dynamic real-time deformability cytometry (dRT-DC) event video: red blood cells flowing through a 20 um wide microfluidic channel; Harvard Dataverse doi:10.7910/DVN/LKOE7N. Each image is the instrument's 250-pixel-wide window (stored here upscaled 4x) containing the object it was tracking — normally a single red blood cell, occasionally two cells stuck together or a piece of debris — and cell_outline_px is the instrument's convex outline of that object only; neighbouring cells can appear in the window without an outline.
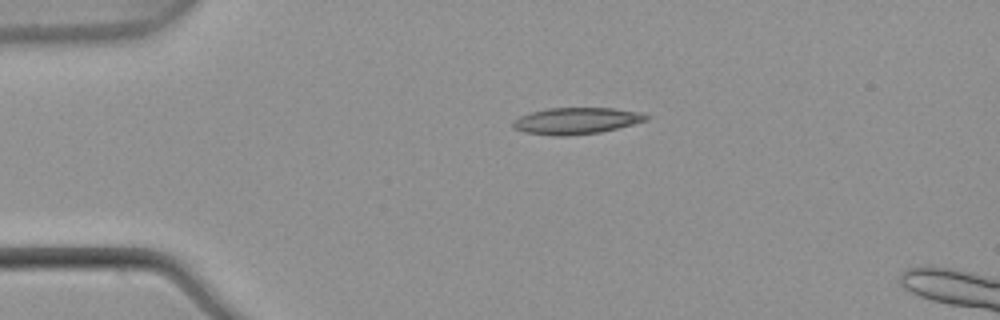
{"species": "common noctule bat (a hibernating species)", "species_latin": "Nyctalus noctula", "temperature_condition": "warm", "stored_images_in_passage": 42, "camera_frame_rate_fps": 3000, "um_per_image_px": 0.085, "animal": {"sex": "male", "body_mass_g": 21.5, "forearm_length_mm": 52.0}, "frame": {"image": 1, "passage_image": 1, "time_ms": 0.0, "image_size_px": [1000, 320], "cell_outline_px": [[652, 116], [648, 120], [600, 132], [568, 136], [552, 136], [524, 132], [512, 128], [512, 120], [520, 116], [532, 112], [548, 108], [612, 108], [640, 112]], "centroid_in_image_um": [48.96, 10.27], "position_along_channel_um": 36.0, "area_um2": 20.69}}
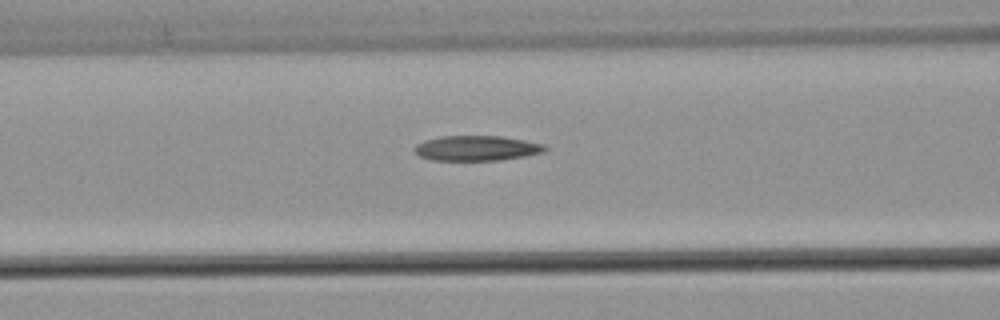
{"frame": {"image": 2, "passage_image": 11, "time_ms": 3.333, "image_size_px": [1000, 320], "cell_outline_px": [[548, 148], [544, 152], [524, 156], [500, 160], [432, 160], [420, 156], [412, 148], [416, 144], [424, 140], [440, 136], [500, 136], [524, 140], [544, 144]], "centroid_in_image_um": [40.5, 12.59], "position_along_channel_um": 126.1, "area_um2": 19.07}}
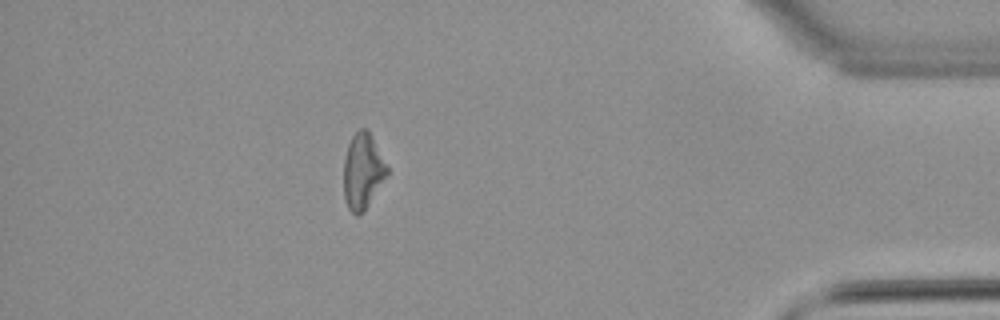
{"frame": {"image": 3, "passage_image": 36, "time_ms": 11.667, "image_size_px": [1000, 320], "cell_outline_px": [[388, 172], [364, 212], [356, 216], [348, 208], [344, 200], [344, 160], [348, 144], [352, 136], [360, 128], [364, 128], [372, 136], [388, 168]], "centroid_in_image_um": [30.81, 14.57], "position_along_channel_um": 404.4, "area_um2": 18.84}}